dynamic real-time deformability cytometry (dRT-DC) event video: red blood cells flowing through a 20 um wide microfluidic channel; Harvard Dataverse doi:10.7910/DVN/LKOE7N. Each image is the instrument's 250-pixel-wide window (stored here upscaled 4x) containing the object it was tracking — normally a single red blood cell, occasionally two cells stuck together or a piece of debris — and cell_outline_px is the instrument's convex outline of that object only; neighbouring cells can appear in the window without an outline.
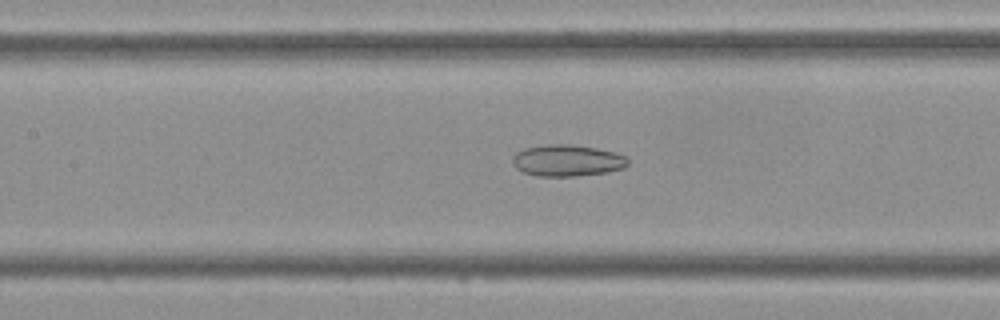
{"species": "Egyptian fruit bat (a non-hibernating species)", "species_latin": "Rousettus aegyptiacus", "temperature_condition": "cold", "stored_images_in_passage": 37, "camera_frame_rate_fps": 3000, "um_per_image_px": 0.085, "frame": {"image": 1, "passage_image": 12, "time_ms": 3.667, "image_size_px": [1000, 320], "cell_outline_px": [[628, 164], [624, 168], [608, 172], [576, 176], [536, 176], [524, 172], [516, 168], [512, 164], [512, 156], [516, 152], [524, 148], [544, 144], [568, 144], [596, 148], [616, 152], [628, 156]], "centroid_in_image_um": [48.21, 13.64], "position_along_channel_um": 159.2, "area_um2": 21.5}}
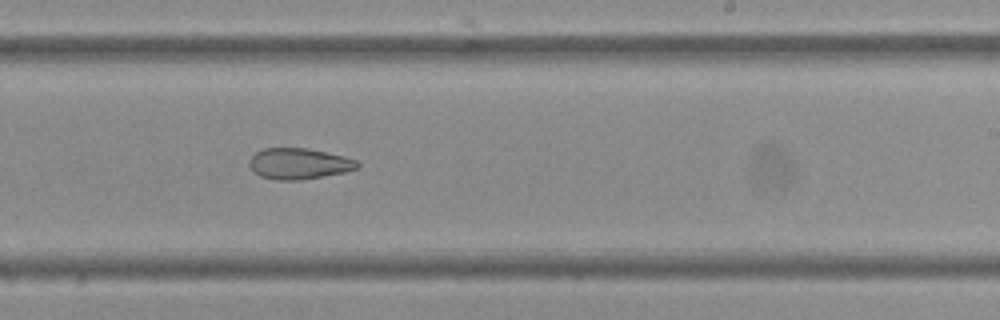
{"frame": {"image": 2, "passage_image": 19, "time_ms": 6.0, "image_size_px": [1000, 320], "cell_outline_px": [[360, 164], [356, 168], [344, 172], [300, 180], [276, 180], [260, 176], [248, 164], [248, 160], [256, 152], [264, 148], [308, 148], [344, 156], [356, 160]], "centroid_in_image_um": [25.39, 13.9], "position_along_channel_um": 263.6, "area_um2": 19.36}}
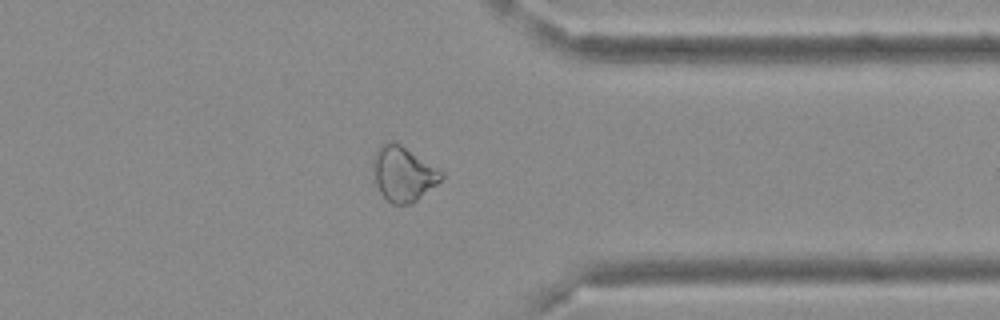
{"frame": {"image": 3, "passage_image": 27, "time_ms": 8.667, "image_size_px": [1000, 320], "cell_outline_px": [[444, 176], [436, 184], [412, 204], [392, 204], [380, 192], [376, 184], [372, 168], [372, 156], [380, 144], [384, 140], [392, 140], [400, 144], [440, 168], [444, 172]], "centroid_in_image_um": [34.25, 14.73], "position_along_channel_um": 377.1, "area_um2": 22.14}}